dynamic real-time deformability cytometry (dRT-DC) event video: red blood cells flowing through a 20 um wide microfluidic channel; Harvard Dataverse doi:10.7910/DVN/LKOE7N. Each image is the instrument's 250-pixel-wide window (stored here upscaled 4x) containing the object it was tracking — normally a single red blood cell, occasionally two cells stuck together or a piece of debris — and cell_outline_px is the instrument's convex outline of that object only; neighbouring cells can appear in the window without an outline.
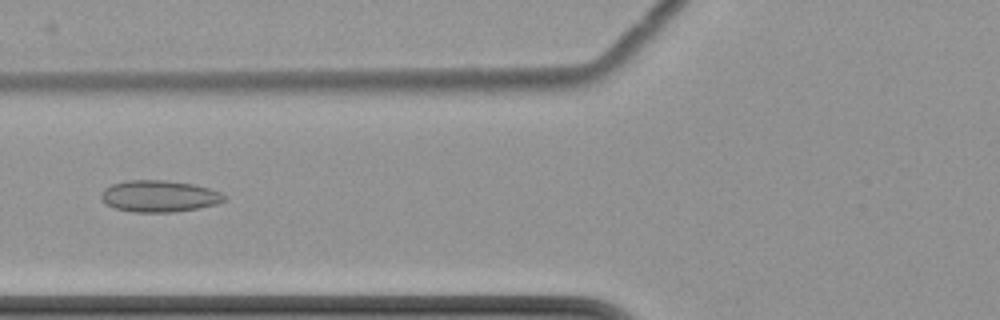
{"species": "common noctule bat (a hibernating species)", "species_latin": "Nyctalus noctula", "temperature_condition": "cold", "stored_images_in_passage": 10, "camera_frame_rate_fps": 3000, "um_per_image_px": 0.085, "animal": {"sex": "female", "body_mass_g": 22.7, "forearm_length_mm": 54.2}, "frame": {"image": 1, "passage_image": 7, "time_ms": 8.667, "image_size_px": [1000, 320], "cell_outline_px": [[228, 196], [224, 200], [216, 204], [176, 212], [132, 212], [116, 208], [104, 204], [100, 196], [104, 188], [112, 184], [128, 180], [168, 180], [196, 184], [220, 192]], "centroid_in_image_um": [13.52, 16.67], "position_along_channel_um": 112.3, "area_um2": 22.83}}
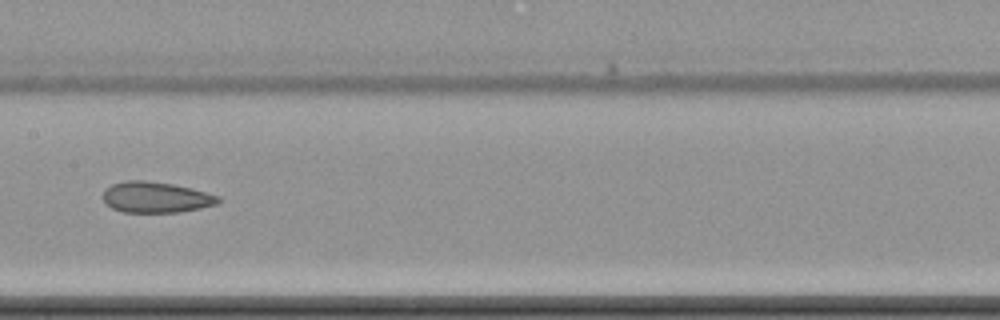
{"frame": {"image": 2, "passage_image": 9, "time_ms": 11.0, "image_size_px": [1000, 320], "cell_outline_px": [[220, 200], [216, 204], [200, 208], [180, 212], [124, 212], [112, 208], [104, 204], [104, 192], [112, 184], [124, 180], [144, 180], [172, 184], [192, 188], [220, 196]], "centroid_in_image_um": [13.25, 16.76], "position_along_channel_um": 194.2, "area_um2": 20.69}}
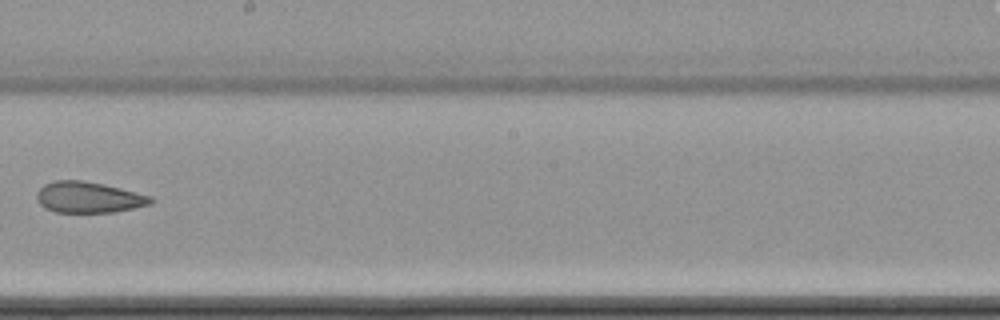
{"frame": {"image": 3, "passage_image": 10, "time_ms": 12.333, "image_size_px": [1000, 320], "cell_outline_px": [[156, 200], [152, 204], [116, 212], [56, 212], [44, 208], [36, 200], [36, 192], [44, 184], [52, 180], [84, 180], [104, 184], [152, 196]], "centroid_in_image_um": [7.53, 16.77], "position_along_channel_um": 240.7, "area_um2": 20.92}}